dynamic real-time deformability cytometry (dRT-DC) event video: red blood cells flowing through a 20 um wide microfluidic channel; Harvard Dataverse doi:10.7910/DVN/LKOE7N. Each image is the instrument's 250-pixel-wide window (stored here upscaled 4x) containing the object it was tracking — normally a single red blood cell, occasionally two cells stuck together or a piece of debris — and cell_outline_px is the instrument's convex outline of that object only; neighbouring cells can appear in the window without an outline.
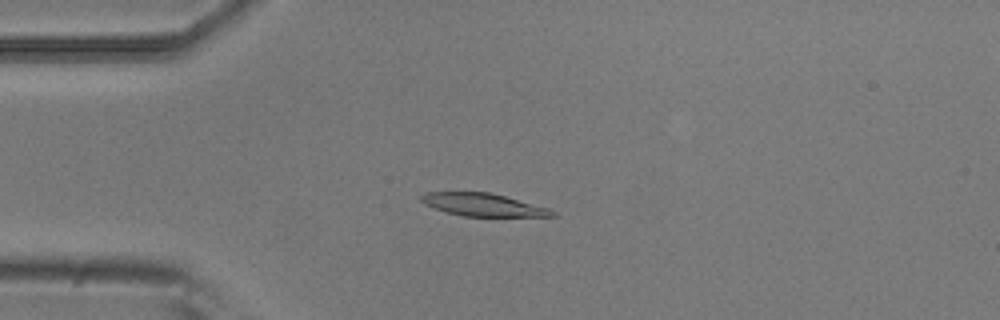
{"species": "common noctule bat (a hibernating species)", "species_latin": "Nyctalus noctula", "temperature_condition": "room temperature", "stored_images_in_passage": 6, "camera_frame_rate_fps": 3000, "um_per_image_px": 0.085, "animal": {"sex": "male", "body_mass_g": 20.5, "forearm_length_mm": 52.5}, "frame": {"image": 1, "passage_image": 4, "time_ms": 1.0, "image_size_px": [1000, 320], "cell_outline_px": [[556, 216], [464, 216], [448, 212], [424, 204], [420, 200], [420, 196], [428, 192], [488, 192], [504, 196], [548, 208], [556, 212]], "centroid_in_image_um": [41.05, 17.4], "position_along_channel_um": 44.0, "area_um2": 16.99}}
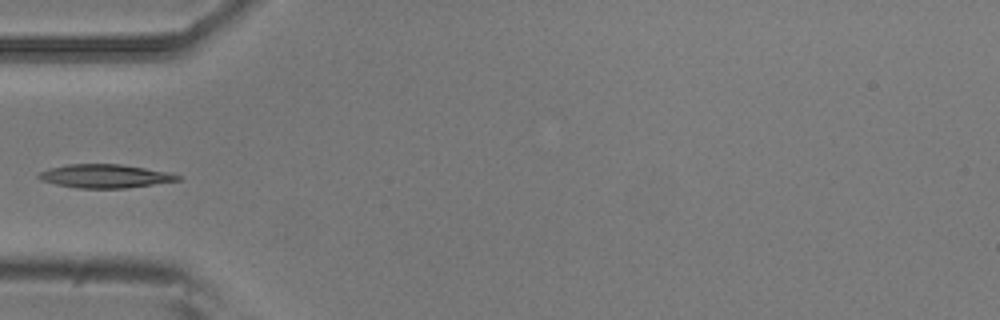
{"frame": {"image": 2, "passage_image": 5, "time_ms": 1.333, "image_size_px": [1000, 320], "cell_outline_px": [[180, 180], [128, 188], [76, 188], [56, 184], [40, 180], [36, 176], [40, 172], [48, 168], [68, 164], [120, 164], [172, 172], [180, 176]], "centroid_in_image_um": [8.92, 14.96], "position_along_channel_um": 76.1, "area_um2": 19.19}}
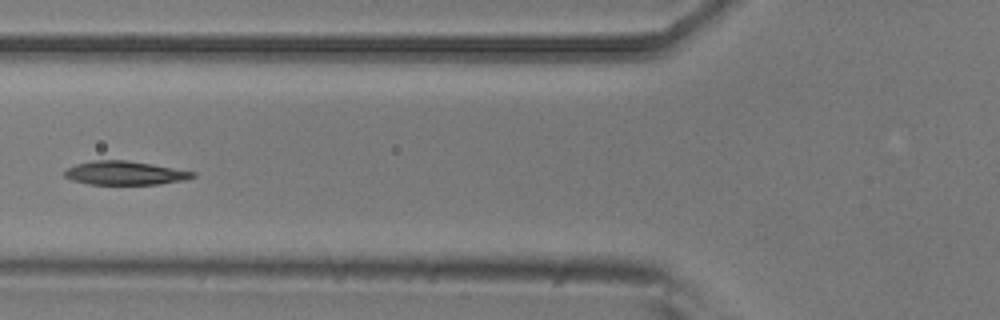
{"frame": {"image": 3, "passage_image": 6, "time_ms": 1.667, "image_size_px": [1000, 320], "cell_outline_px": [[196, 176], [184, 180], [160, 184], [88, 184], [72, 180], [64, 176], [64, 172], [68, 168], [76, 164], [92, 160], [128, 160], [152, 164], [196, 172]], "centroid_in_image_um": [10.62, 14.7], "position_along_channel_um": 115.2, "area_um2": 17.69}}